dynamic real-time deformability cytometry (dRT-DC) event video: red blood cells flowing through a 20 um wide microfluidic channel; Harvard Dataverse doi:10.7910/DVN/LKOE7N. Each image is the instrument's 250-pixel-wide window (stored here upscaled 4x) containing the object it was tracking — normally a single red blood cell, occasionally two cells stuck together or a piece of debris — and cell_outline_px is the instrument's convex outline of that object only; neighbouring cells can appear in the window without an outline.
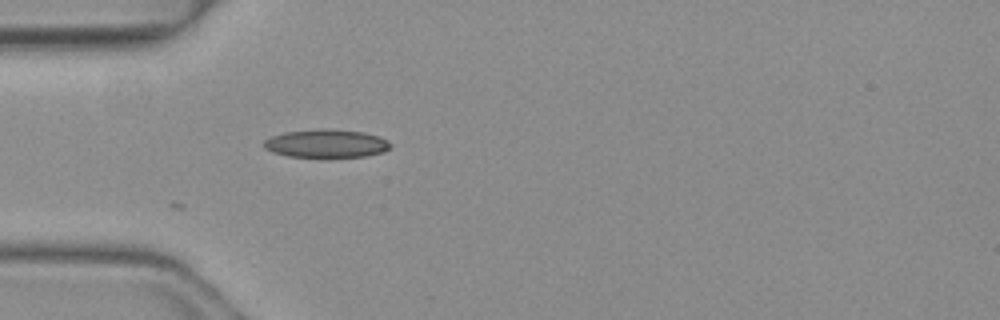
{"species": "common noctule bat (a hibernating species)", "species_latin": "Nyctalus noctula", "temperature_condition": "warm", "stored_images_in_passage": 21, "camera_frame_rate_fps": 3000, "um_per_image_px": 0.085, "animal": {"sex": "female", "body_mass_g": 19.3, "forearm_length_mm": 54.1}, "frame": {"image": 1, "passage_image": 1, "time_ms": 0.0, "image_size_px": [1000, 320], "cell_outline_px": [[392, 144], [384, 152], [364, 156], [328, 160], [320, 160], [288, 156], [272, 152], [264, 148], [264, 140], [272, 136], [284, 132], [320, 128], [328, 128], [364, 132], [380, 136], [388, 140]], "centroid_in_image_um": [27.74, 12.24], "position_along_channel_um": 57.3, "area_um2": 21.96}}
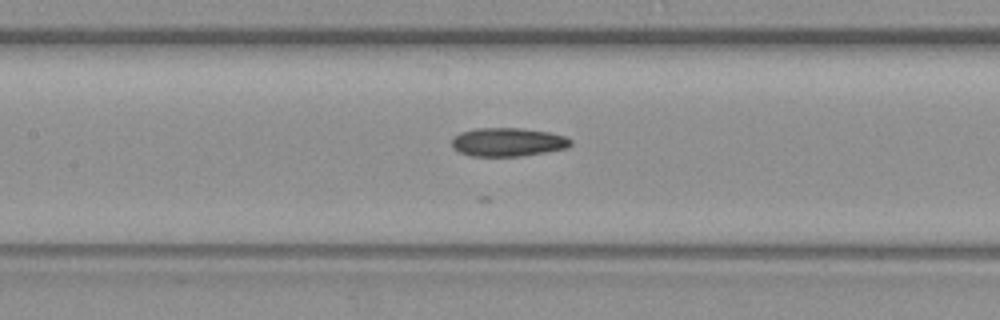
{"frame": {"image": 2, "passage_image": 9, "time_ms": 2.667, "image_size_px": [1000, 320], "cell_outline_px": [[572, 144], [568, 148], [520, 156], [468, 156], [452, 148], [452, 140], [460, 132], [476, 128], [520, 128], [548, 132], [564, 136], [572, 140]], "centroid_in_image_um": [43.16, 12.08], "position_along_channel_um": 164.2, "area_um2": 19.77}}
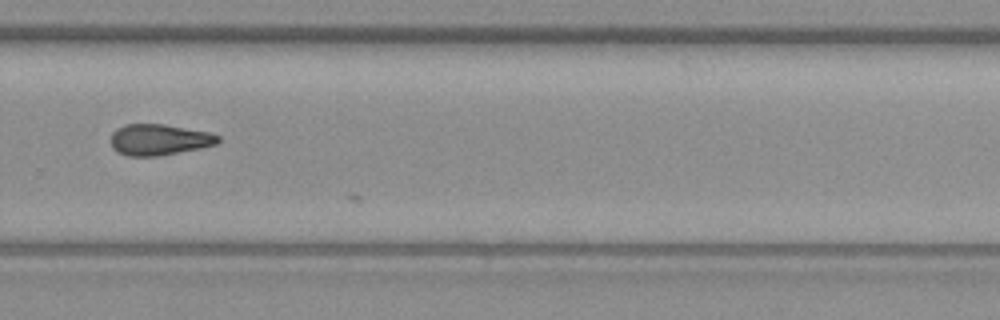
{"frame": {"image": 3, "passage_image": 20, "time_ms": 6.333, "image_size_px": [1000, 320], "cell_outline_px": [[220, 140], [216, 144], [200, 148], [160, 156], [128, 156], [116, 152], [112, 148], [112, 132], [116, 128], [124, 124], [164, 124], [208, 132], [220, 136]], "centroid_in_image_um": [13.5, 11.87], "position_along_channel_um": 316.3, "area_um2": 19.48}}